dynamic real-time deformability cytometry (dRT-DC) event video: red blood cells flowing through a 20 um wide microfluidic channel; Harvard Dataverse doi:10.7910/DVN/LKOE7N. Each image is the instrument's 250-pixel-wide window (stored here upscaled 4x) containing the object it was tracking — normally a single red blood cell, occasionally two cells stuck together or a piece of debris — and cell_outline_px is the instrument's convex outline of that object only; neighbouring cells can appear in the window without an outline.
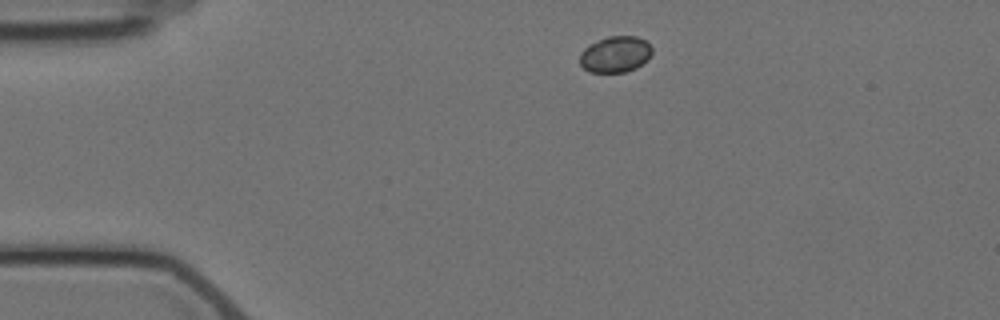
{"species": "Egyptian fruit bat (a non-hibernating species)", "species_latin": "Rousettus aegyptiacus", "temperature_condition": "cold", "stored_images_in_passage": 9, "camera_frame_rate_fps": 3000, "um_per_image_px": 0.085, "animal": {"sex": "female"}, "frame": {"image": 1, "passage_image": 1, "time_ms": 0.0, "image_size_px": [1000, 320], "cell_outline_px": [[652, 52], [648, 60], [636, 68], [624, 72], [588, 72], [580, 64], [580, 52], [588, 44], [608, 36], [636, 36], [648, 40], [652, 48]], "centroid_in_image_um": [52.32, 4.6], "position_along_channel_um": 32.7, "area_um2": 15.49}}
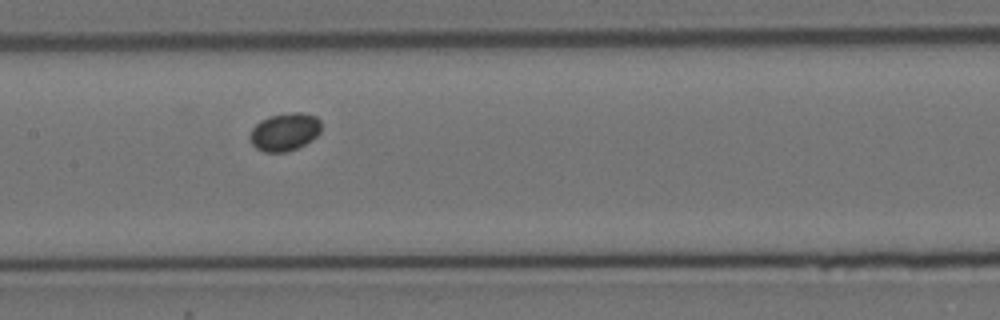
{"frame": {"image": 2, "passage_image": 6, "time_ms": 5.667, "image_size_px": [1000, 320], "cell_outline_px": [[320, 132], [312, 140], [288, 152], [264, 152], [256, 148], [252, 144], [248, 136], [252, 128], [260, 120], [268, 116], [292, 112], [300, 112], [316, 116], [320, 120]], "centroid_in_image_um": [24.18, 11.21], "position_along_channel_um": 183.2, "area_um2": 15.84}}
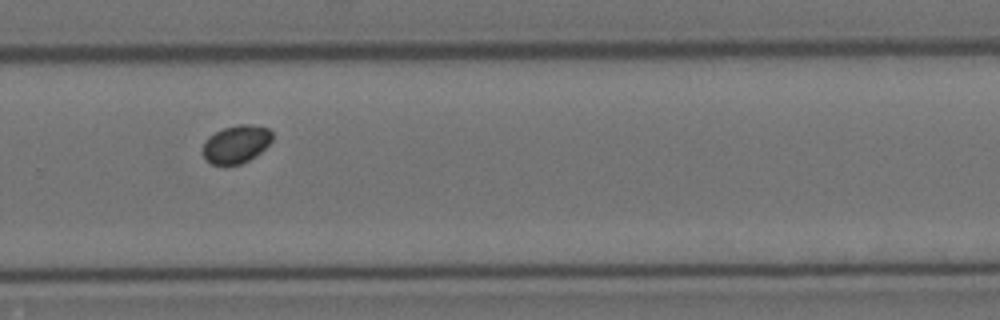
{"frame": {"image": 3, "passage_image": 9, "time_ms": 9.333, "image_size_px": [1000, 320], "cell_outline_px": [[272, 140], [256, 156], [240, 164], [212, 164], [204, 160], [204, 140], [208, 136], [224, 128], [240, 124], [248, 124], [268, 128], [272, 132]], "centroid_in_image_um": [20.07, 12.25], "position_along_channel_um": 309.7, "area_um2": 15.2}}